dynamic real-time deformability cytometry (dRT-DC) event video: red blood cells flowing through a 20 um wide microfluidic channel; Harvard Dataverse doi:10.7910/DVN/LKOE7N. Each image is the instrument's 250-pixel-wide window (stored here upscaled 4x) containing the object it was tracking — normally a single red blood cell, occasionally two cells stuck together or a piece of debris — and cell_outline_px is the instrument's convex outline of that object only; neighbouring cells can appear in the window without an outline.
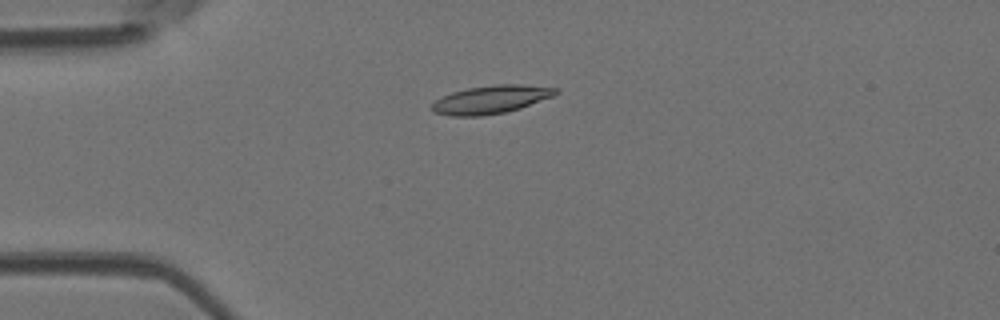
{"species": "Egyptian fruit bat (a non-hibernating species)", "species_latin": "Rousettus aegyptiacus", "temperature_condition": "room temperature", "stored_images_in_passage": 5, "camera_frame_rate_fps": 3000, "um_per_image_px": 0.085, "animal": {"sex": "female"}, "frame": {"image": 1, "passage_image": 3, "time_ms": 0.667, "image_size_px": [1000, 320], "cell_outline_px": [[560, 92], [552, 96], [520, 108], [504, 112], [480, 116], [452, 116], [432, 112], [432, 104], [436, 100], [452, 92], [468, 88], [496, 84], [524, 84], [556, 88]], "centroid_in_image_um": [41.72, 8.45], "position_along_channel_um": 43.3, "area_um2": 20.11}}
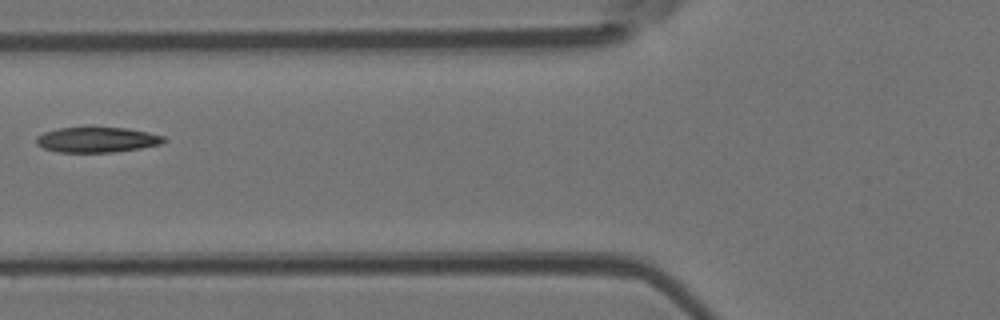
{"frame": {"image": 2, "passage_image": 5, "time_ms": 1.333, "image_size_px": [1000, 320], "cell_outline_px": [[168, 140], [160, 144], [140, 148], [112, 152], [56, 152], [44, 148], [36, 144], [36, 136], [44, 132], [60, 128], [88, 124], [128, 128], [148, 132], [164, 136]], "centroid_in_image_um": [8.22, 11.83], "position_along_channel_um": 117.6, "area_um2": 19.65}}